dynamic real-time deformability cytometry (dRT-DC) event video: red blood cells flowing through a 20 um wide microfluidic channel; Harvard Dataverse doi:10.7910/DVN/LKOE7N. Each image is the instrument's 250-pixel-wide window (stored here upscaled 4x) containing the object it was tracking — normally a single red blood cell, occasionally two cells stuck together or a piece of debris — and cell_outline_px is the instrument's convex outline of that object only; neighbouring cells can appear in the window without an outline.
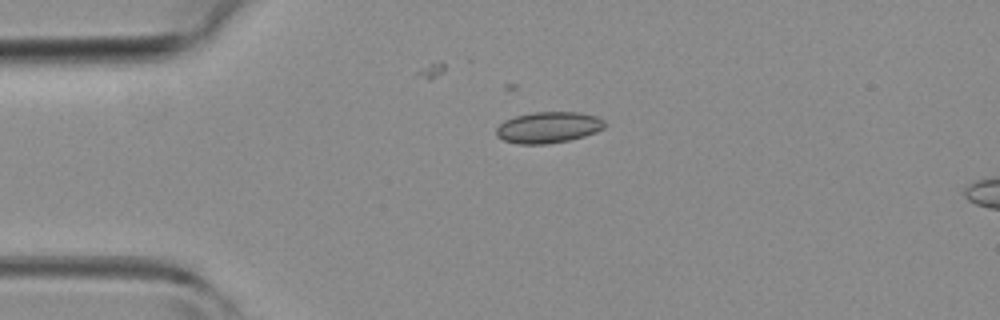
{"species": "common noctule bat (a hibernating species)", "species_latin": "Nyctalus noctula", "temperature_condition": "room temperature", "stored_images_in_passage": 4, "camera_frame_rate_fps": 3000, "um_per_image_px": 0.085, "animal": {"sex": "female", "body_mass_g": 19.3, "forearm_length_mm": 54.1}, "frame": {"image": 1, "passage_image": 4, "time_ms": 3.333, "image_size_px": [1000, 320], "cell_outline_px": [[604, 128], [596, 132], [584, 136], [568, 140], [548, 144], [516, 144], [504, 140], [496, 136], [496, 128], [504, 120], [516, 116], [532, 112], [580, 112], [596, 116], [604, 120]], "centroid_in_image_um": [46.59, 10.83], "position_along_channel_um": 38.4, "area_um2": 19.77}}